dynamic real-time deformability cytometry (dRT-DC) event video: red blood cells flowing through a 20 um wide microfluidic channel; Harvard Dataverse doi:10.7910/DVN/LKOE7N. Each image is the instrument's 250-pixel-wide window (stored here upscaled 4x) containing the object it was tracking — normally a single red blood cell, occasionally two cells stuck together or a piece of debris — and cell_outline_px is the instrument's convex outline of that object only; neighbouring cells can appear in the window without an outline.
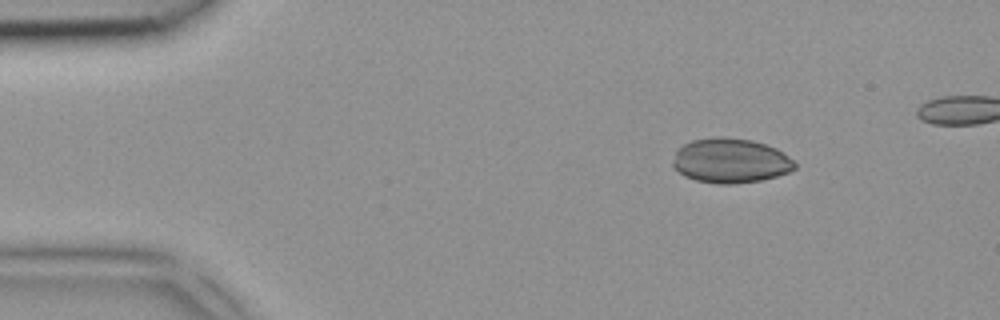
{"species": "common noctule bat (a hibernating species)", "species_latin": "Nyctalus noctula", "temperature_condition": "room temperature", "stored_images_in_passage": 4, "camera_frame_rate_fps": 3000, "um_per_image_px": 0.085, "animal": {"sex": "female", "body_mass_g": 18.4}, "frame": {"image": 1, "passage_image": 1, "time_ms": 0.0, "image_size_px": [1000, 320], "cell_outline_px": [[796, 168], [788, 172], [776, 176], [760, 180], [732, 184], [720, 184], [696, 180], [684, 176], [672, 164], [676, 152], [684, 144], [692, 140], [716, 136], [724, 136], [752, 140], [776, 148], [784, 152], [796, 164]], "centroid_in_image_um": [62.1, 13.65], "position_along_channel_um": 22.9, "area_um2": 31.62}}